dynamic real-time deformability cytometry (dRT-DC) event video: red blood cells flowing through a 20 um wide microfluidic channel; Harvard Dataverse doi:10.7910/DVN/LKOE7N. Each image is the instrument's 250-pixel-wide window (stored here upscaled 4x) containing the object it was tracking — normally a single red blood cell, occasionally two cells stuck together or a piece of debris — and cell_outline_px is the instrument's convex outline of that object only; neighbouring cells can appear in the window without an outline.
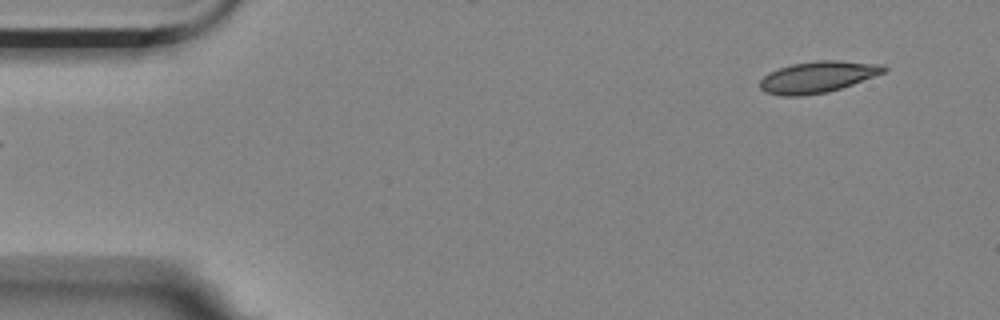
{"species": "Egyptian fruit bat (a non-hibernating species)", "species_latin": "Rousettus aegyptiacus", "temperature_condition": "room temperature", "stored_images_in_passage": 4, "camera_frame_rate_fps": 3000, "um_per_image_px": 0.085, "animal": {"sex": "female"}, "frame": {"image": 1, "passage_image": 4, "time_ms": 1.0, "image_size_px": [1000, 320], "cell_outline_px": [[888, 68], [884, 72], [852, 84], [828, 92], [800, 96], [780, 96], [764, 92], [760, 88], [760, 80], [768, 72], [792, 64], [816, 60], [840, 60], [884, 64]], "centroid_in_image_um": [69.49, 6.54], "position_along_channel_um": 15.5, "area_um2": 22.72}}